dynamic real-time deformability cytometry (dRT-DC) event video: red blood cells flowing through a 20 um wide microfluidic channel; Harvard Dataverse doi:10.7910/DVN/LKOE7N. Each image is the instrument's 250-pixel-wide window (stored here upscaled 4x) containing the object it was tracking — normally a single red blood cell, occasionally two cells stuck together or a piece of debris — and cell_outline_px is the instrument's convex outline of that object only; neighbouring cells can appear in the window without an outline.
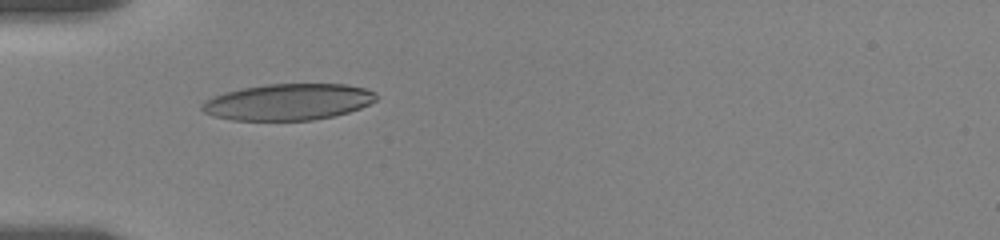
{"species": "human", "species_latin": "Homo sapiens", "temperature_condition": "room temperature", "stored_images_in_passage": 40, "camera_frame_rate_fps": 3000, "um_per_image_px": 0.085, "donor": {"sex": "female"}, "frame": {"image": 1, "passage_image": 1, "time_ms": 0.0, "image_size_px": [1000, 240], "cell_outline_px": [[376, 100], [360, 108], [348, 112], [332, 116], [312, 120], [232, 120], [212, 116], [204, 112], [200, 108], [200, 104], [212, 96], [224, 92], [264, 84], [348, 84], [364, 88], [376, 92]], "centroid_in_image_um": [24.46, 8.66], "position_along_channel_um": 60.5, "area_um2": 36.99}}
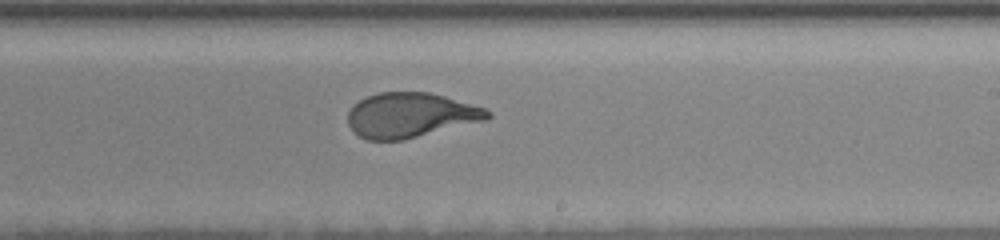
{"frame": {"image": 2, "passage_image": 18, "time_ms": 5.667, "image_size_px": [1000, 240], "cell_outline_px": [[492, 116], [488, 120], [404, 140], [368, 140], [352, 132], [348, 124], [348, 112], [352, 104], [368, 96], [380, 92], [428, 92], [444, 96], [484, 108], [492, 112]], "centroid_in_image_um": [34.89, 9.8], "position_along_channel_um": 254.1, "area_um2": 36.7}}
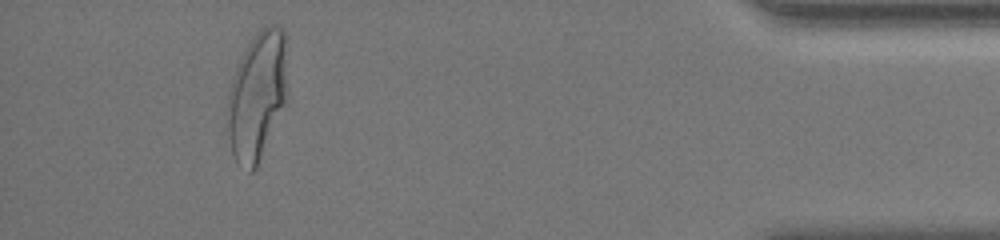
{"frame": {"image": 3, "passage_image": 36, "time_ms": 11.667, "image_size_px": [1000, 240], "cell_outline_px": [[288, 92], [256, 168], [252, 172], [248, 172], [236, 160], [232, 152], [228, 136], [228, 88], [236, 64], [248, 44], [256, 32], [264, 24], [272, 24], [284, 28], [288, 36]], "centroid_in_image_um": [21.89, 7.99], "position_along_channel_um": 413.3, "area_um2": 45.55}, "authors_computed_cell_mechanics": {"area_um2": 37.5989, "velocity_mm_per_s": 3.5075, "shape_relaxation_time_tau1_ms": 4.5826, "shape_relaxation_time_tau2_ms": null, "deformation_change_tau1": 0.2044, "deformation_change_tau2": null}}